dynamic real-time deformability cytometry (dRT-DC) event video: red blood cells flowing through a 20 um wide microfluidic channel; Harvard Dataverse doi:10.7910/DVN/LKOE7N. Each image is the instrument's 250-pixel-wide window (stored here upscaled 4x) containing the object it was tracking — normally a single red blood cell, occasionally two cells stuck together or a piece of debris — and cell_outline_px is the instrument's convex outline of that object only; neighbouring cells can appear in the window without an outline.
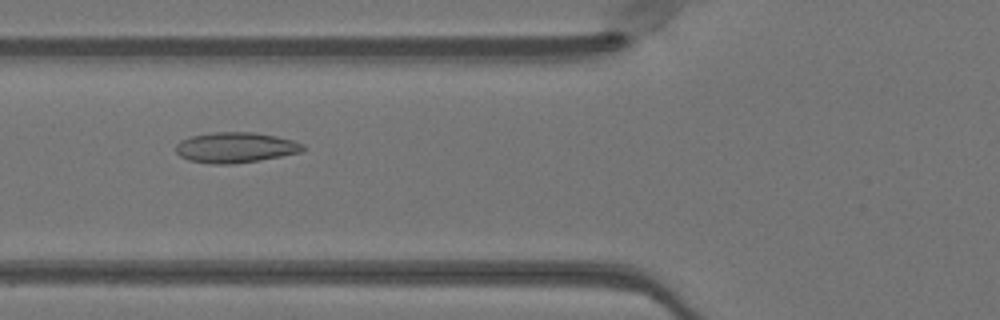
{"species": "Egyptian fruit bat (a non-hibernating species)", "species_latin": "Rousettus aegyptiacus", "temperature_condition": "warm", "stored_images_in_passage": 43, "camera_frame_rate_fps": 3000, "um_per_image_px": 0.085, "animal": {"sex": "female"}, "frame": {"image": 1, "passage_image": 12, "time_ms": 3.667, "image_size_px": [1000, 320], "cell_outline_px": [[308, 148], [300, 152], [260, 160], [232, 164], [212, 164], [188, 160], [180, 156], [176, 152], [176, 144], [180, 140], [192, 136], [216, 132], [252, 132], [276, 136], [292, 140], [304, 144]], "centroid_in_image_um": [20.02, 12.54], "position_along_channel_um": 105.8, "area_um2": 22.54}}
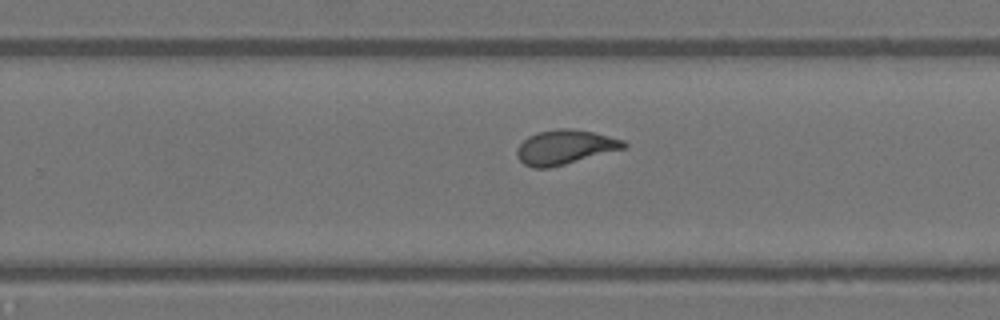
{"frame": {"image": 2, "passage_image": 25, "time_ms": 8.0, "image_size_px": [1000, 320], "cell_outline_px": [[628, 144], [624, 148], [564, 164], [548, 168], [532, 168], [524, 164], [516, 156], [516, 148], [528, 136], [536, 132], [556, 128], [568, 128], [592, 132], [624, 140]], "centroid_in_image_um": [47.96, 12.5], "position_along_channel_um": 281.8, "area_um2": 21.27}}
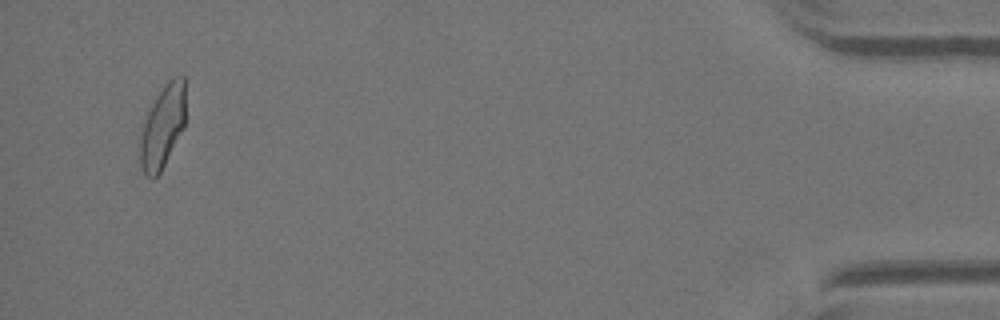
{"frame": {"image": 3, "passage_image": 41, "time_ms": 13.333, "image_size_px": [1000, 320], "cell_outline_px": [[184, 128], [160, 172], [152, 180], [144, 176], [140, 164], [140, 136], [148, 112], [156, 96], [164, 84], [172, 76], [184, 76]], "centroid_in_image_um": [13.81, 10.78], "position_along_channel_um": 421.4, "area_um2": 21.79}, "authors_computed_cell_mechanics": {"area_um2": 21.675, "velocity_mm_per_s": 4.061, "shape_relaxation_time_tau1_ms": null, "shape_relaxation_time_tau2_ms": 1.009, "deformation_change_tau1": null, "deformation_change_tau2": 0.0837}}